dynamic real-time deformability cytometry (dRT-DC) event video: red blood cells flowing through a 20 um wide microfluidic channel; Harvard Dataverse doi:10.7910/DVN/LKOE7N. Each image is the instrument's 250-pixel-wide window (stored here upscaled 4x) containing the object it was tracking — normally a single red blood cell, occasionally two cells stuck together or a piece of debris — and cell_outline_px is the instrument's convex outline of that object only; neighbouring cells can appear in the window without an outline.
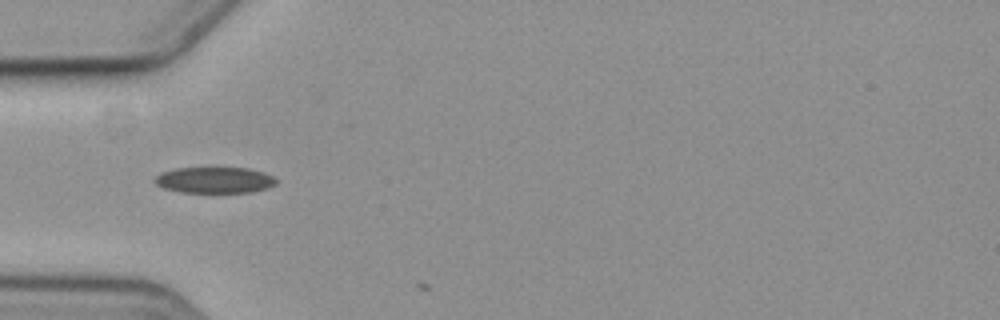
{"species": "common noctule bat (a hibernating species)", "species_latin": "Nyctalus noctula", "temperature_condition": "cold", "stored_images_in_passage": 3, "camera_frame_rate_fps": 3000, "um_per_image_px": 0.085, "animal": {"sex": "female", "body_mass_g": 19.3, "forearm_length_mm": 54.1}, "frame": {"image": 1, "passage_image": 1, "time_ms": 0.0, "image_size_px": [1000, 320], "cell_outline_px": [[276, 184], [268, 188], [252, 192], [180, 192], [164, 188], [156, 184], [152, 180], [160, 172], [176, 168], [248, 168], [264, 172], [272, 176], [276, 180]], "centroid_in_image_um": [18.22, 15.3], "position_along_channel_um": 66.8, "area_um2": 18.5}}